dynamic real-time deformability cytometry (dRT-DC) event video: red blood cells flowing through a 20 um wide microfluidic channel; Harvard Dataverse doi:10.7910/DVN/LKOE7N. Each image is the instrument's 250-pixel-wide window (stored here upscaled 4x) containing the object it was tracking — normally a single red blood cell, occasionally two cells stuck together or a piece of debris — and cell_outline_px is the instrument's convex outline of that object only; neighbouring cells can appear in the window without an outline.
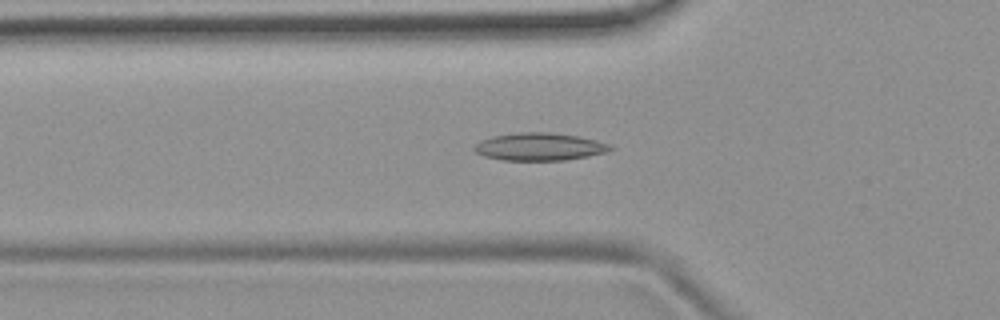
{"species": "common noctule bat (a hibernating species)", "species_latin": "Nyctalus noctula", "temperature_condition": "room temperature", "stored_images_in_passage": 48, "camera_frame_rate_fps": 3000, "um_per_image_px": 0.085, "animal": {"sex": "female", "body_mass_g": 19.9}, "frame": {"image": 1, "passage_image": 13, "time_ms": 4.0, "image_size_px": [1000, 320], "cell_outline_px": [[612, 148], [608, 152], [588, 156], [564, 160], [504, 160], [484, 156], [476, 152], [472, 148], [480, 140], [492, 136], [520, 132], [552, 132], [580, 136], [596, 140], [608, 144]], "centroid_in_image_um": [45.84, 12.46], "position_along_channel_um": 80.0, "area_um2": 21.91}}
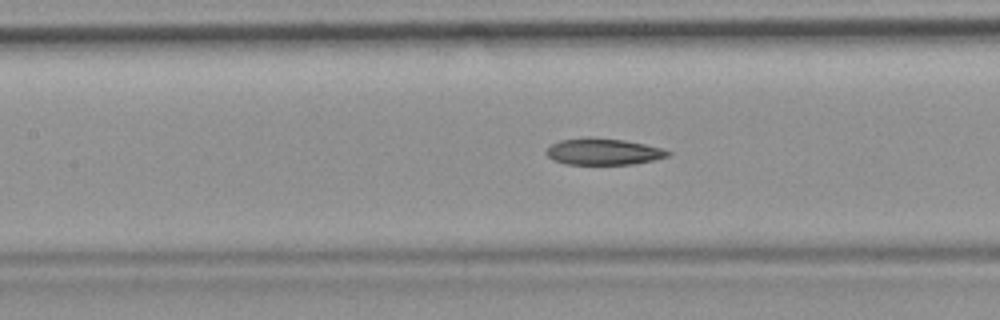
{"frame": {"image": 2, "passage_image": 19, "time_ms": 6.0, "image_size_px": [1000, 320], "cell_outline_px": [[672, 152], [668, 156], [636, 164], [564, 164], [552, 160], [544, 152], [552, 144], [560, 140], [624, 140], [644, 144], [660, 148]], "centroid_in_image_um": [51.29, 12.94], "position_along_channel_um": 156.1, "area_um2": 17.92}}
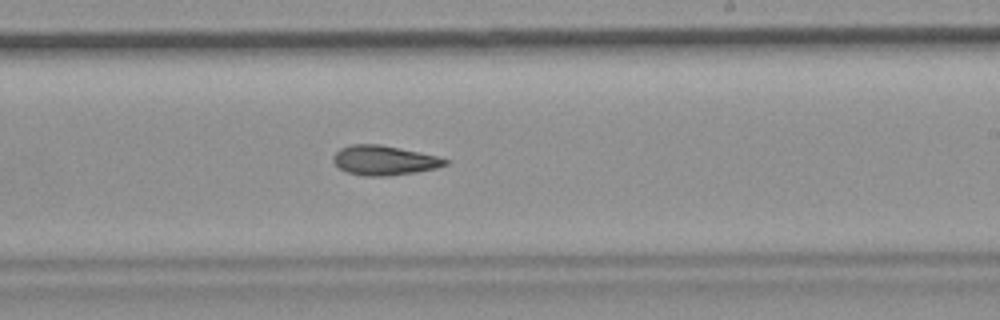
{"frame": {"image": 3, "passage_image": 27, "time_ms": 8.667, "image_size_px": [1000, 320], "cell_outline_px": [[448, 164], [436, 168], [416, 172], [388, 176], [364, 176], [348, 172], [340, 168], [332, 160], [332, 156], [340, 148], [352, 144], [380, 144], [400, 148], [436, 156], [448, 160]], "centroid_in_image_um": [32.63, 13.63], "position_along_channel_um": 256.4, "area_um2": 19.19}, "authors_computed_cell_mechanics": {"area_um2": 19.5364, "velocity_mm_per_s": 3.7751, "shape_relaxation_time_tau1_ms": 10.0441, "shape_relaxation_time_tau2_ms": 4.8129, "deformation_change_tau1": 0.1841, "deformation_change_tau2": 0.1261}}